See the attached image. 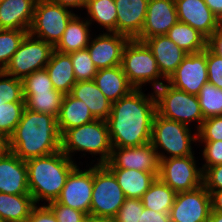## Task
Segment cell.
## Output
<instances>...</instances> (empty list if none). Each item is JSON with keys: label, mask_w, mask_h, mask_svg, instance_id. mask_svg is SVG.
<instances>
[{"label": "cell", "mask_w": 222, "mask_h": 222, "mask_svg": "<svg viewBox=\"0 0 222 222\" xmlns=\"http://www.w3.org/2000/svg\"><path fill=\"white\" fill-rule=\"evenodd\" d=\"M156 97L133 89L112 103L106 119L112 147L141 146L151 142L152 122L156 114Z\"/></svg>", "instance_id": "6da1fadb"}, {"label": "cell", "mask_w": 222, "mask_h": 222, "mask_svg": "<svg viewBox=\"0 0 222 222\" xmlns=\"http://www.w3.org/2000/svg\"><path fill=\"white\" fill-rule=\"evenodd\" d=\"M61 143L57 119L25 107L17 127L7 140V149L26 161L60 151Z\"/></svg>", "instance_id": "7a4b0ae2"}, {"label": "cell", "mask_w": 222, "mask_h": 222, "mask_svg": "<svg viewBox=\"0 0 222 222\" xmlns=\"http://www.w3.org/2000/svg\"><path fill=\"white\" fill-rule=\"evenodd\" d=\"M77 166L61 150L47 156L26 160L28 189L35 204L55 201L70 172Z\"/></svg>", "instance_id": "3957f363"}, {"label": "cell", "mask_w": 222, "mask_h": 222, "mask_svg": "<svg viewBox=\"0 0 222 222\" xmlns=\"http://www.w3.org/2000/svg\"><path fill=\"white\" fill-rule=\"evenodd\" d=\"M111 142L106 120L95 119L67 130L62 135L61 151L73 160V153L84 151L99 155L96 164H105L111 156Z\"/></svg>", "instance_id": "277c9868"}, {"label": "cell", "mask_w": 222, "mask_h": 222, "mask_svg": "<svg viewBox=\"0 0 222 222\" xmlns=\"http://www.w3.org/2000/svg\"><path fill=\"white\" fill-rule=\"evenodd\" d=\"M187 125L160 116L157 112L152 122L151 144L160 160L194 155L192 143H198L197 132L192 134ZM163 149L165 152L158 150ZM159 151V152H158Z\"/></svg>", "instance_id": "5b68a950"}, {"label": "cell", "mask_w": 222, "mask_h": 222, "mask_svg": "<svg viewBox=\"0 0 222 222\" xmlns=\"http://www.w3.org/2000/svg\"><path fill=\"white\" fill-rule=\"evenodd\" d=\"M122 69L128 82L135 89H142L143 84H152V89L160 87L166 79L161 75L155 57L145 42L129 39L122 53Z\"/></svg>", "instance_id": "8992f818"}, {"label": "cell", "mask_w": 222, "mask_h": 222, "mask_svg": "<svg viewBox=\"0 0 222 222\" xmlns=\"http://www.w3.org/2000/svg\"><path fill=\"white\" fill-rule=\"evenodd\" d=\"M156 97V111L164 118L188 126L196 121L198 131L204 121L197 95L179 90L169 83H163L154 90Z\"/></svg>", "instance_id": "52a82bcc"}, {"label": "cell", "mask_w": 222, "mask_h": 222, "mask_svg": "<svg viewBox=\"0 0 222 222\" xmlns=\"http://www.w3.org/2000/svg\"><path fill=\"white\" fill-rule=\"evenodd\" d=\"M76 14L49 0H37L29 34L55 47Z\"/></svg>", "instance_id": "ba28073f"}, {"label": "cell", "mask_w": 222, "mask_h": 222, "mask_svg": "<svg viewBox=\"0 0 222 222\" xmlns=\"http://www.w3.org/2000/svg\"><path fill=\"white\" fill-rule=\"evenodd\" d=\"M124 201L114 174L104 164H94L90 215L115 217Z\"/></svg>", "instance_id": "9c48e42d"}, {"label": "cell", "mask_w": 222, "mask_h": 222, "mask_svg": "<svg viewBox=\"0 0 222 222\" xmlns=\"http://www.w3.org/2000/svg\"><path fill=\"white\" fill-rule=\"evenodd\" d=\"M53 51L51 44L28 33L3 71L22 80L34 71L44 69Z\"/></svg>", "instance_id": "30bf717a"}, {"label": "cell", "mask_w": 222, "mask_h": 222, "mask_svg": "<svg viewBox=\"0 0 222 222\" xmlns=\"http://www.w3.org/2000/svg\"><path fill=\"white\" fill-rule=\"evenodd\" d=\"M22 80L0 71V135L6 140L13 134L23 111Z\"/></svg>", "instance_id": "8fae6325"}, {"label": "cell", "mask_w": 222, "mask_h": 222, "mask_svg": "<svg viewBox=\"0 0 222 222\" xmlns=\"http://www.w3.org/2000/svg\"><path fill=\"white\" fill-rule=\"evenodd\" d=\"M193 155L160 160L158 178L176 193L192 191L203 185V170Z\"/></svg>", "instance_id": "7c38bea8"}, {"label": "cell", "mask_w": 222, "mask_h": 222, "mask_svg": "<svg viewBox=\"0 0 222 222\" xmlns=\"http://www.w3.org/2000/svg\"><path fill=\"white\" fill-rule=\"evenodd\" d=\"M107 168L134 169L153 173L157 178L160 171V158L151 142L141 146L112 147Z\"/></svg>", "instance_id": "4fadbf2b"}, {"label": "cell", "mask_w": 222, "mask_h": 222, "mask_svg": "<svg viewBox=\"0 0 222 222\" xmlns=\"http://www.w3.org/2000/svg\"><path fill=\"white\" fill-rule=\"evenodd\" d=\"M211 210V195L202 185L192 191L178 192L169 214L171 222H207Z\"/></svg>", "instance_id": "5bb4252c"}, {"label": "cell", "mask_w": 222, "mask_h": 222, "mask_svg": "<svg viewBox=\"0 0 222 222\" xmlns=\"http://www.w3.org/2000/svg\"><path fill=\"white\" fill-rule=\"evenodd\" d=\"M166 82L179 90L198 95L208 82L207 48L198 53L187 54Z\"/></svg>", "instance_id": "9a60e30c"}, {"label": "cell", "mask_w": 222, "mask_h": 222, "mask_svg": "<svg viewBox=\"0 0 222 222\" xmlns=\"http://www.w3.org/2000/svg\"><path fill=\"white\" fill-rule=\"evenodd\" d=\"M81 170L76 166L68 175L56 201L67 207L90 215L93 192V166Z\"/></svg>", "instance_id": "2e32d148"}, {"label": "cell", "mask_w": 222, "mask_h": 222, "mask_svg": "<svg viewBox=\"0 0 222 222\" xmlns=\"http://www.w3.org/2000/svg\"><path fill=\"white\" fill-rule=\"evenodd\" d=\"M128 41L125 35L103 32L93 40L91 38L86 48L96 68L100 70L121 65L123 49Z\"/></svg>", "instance_id": "e0dca14e"}, {"label": "cell", "mask_w": 222, "mask_h": 222, "mask_svg": "<svg viewBox=\"0 0 222 222\" xmlns=\"http://www.w3.org/2000/svg\"><path fill=\"white\" fill-rule=\"evenodd\" d=\"M178 22L175 0H149L145 21L136 40L166 35L170 28Z\"/></svg>", "instance_id": "ac0fdd59"}, {"label": "cell", "mask_w": 222, "mask_h": 222, "mask_svg": "<svg viewBox=\"0 0 222 222\" xmlns=\"http://www.w3.org/2000/svg\"><path fill=\"white\" fill-rule=\"evenodd\" d=\"M175 4L178 21L195 28L207 39L220 26L219 19L204 0H175Z\"/></svg>", "instance_id": "d6986e66"}, {"label": "cell", "mask_w": 222, "mask_h": 222, "mask_svg": "<svg viewBox=\"0 0 222 222\" xmlns=\"http://www.w3.org/2000/svg\"><path fill=\"white\" fill-rule=\"evenodd\" d=\"M0 192L30 194L26 161L8 149L0 155Z\"/></svg>", "instance_id": "ffe728a7"}, {"label": "cell", "mask_w": 222, "mask_h": 222, "mask_svg": "<svg viewBox=\"0 0 222 222\" xmlns=\"http://www.w3.org/2000/svg\"><path fill=\"white\" fill-rule=\"evenodd\" d=\"M149 0H115L117 22L116 33L136 39L145 21Z\"/></svg>", "instance_id": "44dd1931"}, {"label": "cell", "mask_w": 222, "mask_h": 222, "mask_svg": "<svg viewBox=\"0 0 222 222\" xmlns=\"http://www.w3.org/2000/svg\"><path fill=\"white\" fill-rule=\"evenodd\" d=\"M156 59L161 75L167 80L187 56L167 35H157L144 41Z\"/></svg>", "instance_id": "7402d4cb"}, {"label": "cell", "mask_w": 222, "mask_h": 222, "mask_svg": "<svg viewBox=\"0 0 222 222\" xmlns=\"http://www.w3.org/2000/svg\"><path fill=\"white\" fill-rule=\"evenodd\" d=\"M37 0L0 2V29L24 30L31 27Z\"/></svg>", "instance_id": "603a6c76"}, {"label": "cell", "mask_w": 222, "mask_h": 222, "mask_svg": "<svg viewBox=\"0 0 222 222\" xmlns=\"http://www.w3.org/2000/svg\"><path fill=\"white\" fill-rule=\"evenodd\" d=\"M94 81L111 103L117 102L135 89L128 82L121 65L98 70Z\"/></svg>", "instance_id": "cb8c5ba5"}, {"label": "cell", "mask_w": 222, "mask_h": 222, "mask_svg": "<svg viewBox=\"0 0 222 222\" xmlns=\"http://www.w3.org/2000/svg\"><path fill=\"white\" fill-rule=\"evenodd\" d=\"M70 94L82 100L96 119L106 120L111 113L112 103L101 92L94 80L76 82Z\"/></svg>", "instance_id": "d4e9b609"}, {"label": "cell", "mask_w": 222, "mask_h": 222, "mask_svg": "<svg viewBox=\"0 0 222 222\" xmlns=\"http://www.w3.org/2000/svg\"><path fill=\"white\" fill-rule=\"evenodd\" d=\"M95 119L88 106L82 100L74 98L70 93L64 95L57 117L61 135L71 128L84 125Z\"/></svg>", "instance_id": "484cf974"}, {"label": "cell", "mask_w": 222, "mask_h": 222, "mask_svg": "<svg viewBox=\"0 0 222 222\" xmlns=\"http://www.w3.org/2000/svg\"><path fill=\"white\" fill-rule=\"evenodd\" d=\"M108 169L114 174L125 198L141 199L157 178L153 173L134 169Z\"/></svg>", "instance_id": "4316f807"}, {"label": "cell", "mask_w": 222, "mask_h": 222, "mask_svg": "<svg viewBox=\"0 0 222 222\" xmlns=\"http://www.w3.org/2000/svg\"><path fill=\"white\" fill-rule=\"evenodd\" d=\"M45 69L55 90L64 95L71 92L73 85L76 83V78L69 54H63L54 50Z\"/></svg>", "instance_id": "83f0119b"}, {"label": "cell", "mask_w": 222, "mask_h": 222, "mask_svg": "<svg viewBox=\"0 0 222 222\" xmlns=\"http://www.w3.org/2000/svg\"><path fill=\"white\" fill-rule=\"evenodd\" d=\"M77 14L69 21L60 41L54 47V50L63 54H69L74 51L85 49L90 42L91 25L87 19L83 20Z\"/></svg>", "instance_id": "f1b7e54d"}, {"label": "cell", "mask_w": 222, "mask_h": 222, "mask_svg": "<svg viewBox=\"0 0 222 222\" xmlns=\"http://www.w3.org/2000/svg\"><path fill=\"white\" fill-rule=\"evenodd\" d=\"M31 194H5L0 192V219L5 222H24L35 206Z\"/></svg>", "instance_id": "f546056e"}, {"label": "cell", "mask_w": 222, "mask_h": 222, "mask_svg": "<svg viewBox=\"0 0 222 222\" xmlns=\"http://www.w3.org/2000/svg\"><path fill=\"white\" fill-rule=\"evenodd\" d=\"M186 53H198L207 48L208 39L190 25L178 21L166 34Z\"/></svg>", "instance_id": "4dcf8cb0"}, {"label": "cell", "mask_w": 222, "mask_h": 222, "mask_svg": "<svg viewBox=\"0 0 222 222\" xmlns=\"http://www.w3.org/2000/svg\"><path fill=\"white\" fill-rule=\"evenodd\" d=\"M25 107L31 111L49 114L56 119L59 115L64 94L57 90L23 91Z\"/></svg>", "instance_id": "1f68e13d"}, {"label": "cell", "mask_w": 222, "mask_h": 222, "mask_svg": "<svg viewBox=\"0 0 222 222\" xmlns=\"http://www.w3.org/2000/svg\"><path fill=\"white\" fill-rule=\"evenodd\" d=\"M176 192L159 178L150 185L141 198L143 207L160 213H169L174 204Z\"/></svg>", "instance_id": "d6a6232c"}, {"label": "cell", "mask_w": 222, "mask_h": 222, "mask_svg": "<svg viewBox=\"0 0 222 222\" xmlns=\"http://www.w3.org/2000/svg\"><path fill=\"white\" fill-rule=\"evenodd\" d=\"M85 10L88 12L86 19L90 24L96 21L106 32H116L115 0H88Z\"/></svg>", "instance_id": "836d02e7"}, {"label": "cell", "mask_w": 222, "mask_h": 222, "mask_svg": "<svg viewBox=\"0 0 222 222\" xmlns=\"http://www.w3.org/2000/svg\"><path fill=\"white\" fill-rule=\"evenodd\" d=\"M197 96L204 119L222 115V89L207 82Z\"/></svg>", "instance_id": "e575fe53"}, {"label": "cell", "mask_w": 222, "mask_h": 222, "mask_svg": "<svg viewBox=\"0 0 222 222\" xmlns=\"http://www.w3.org/2000/svg\"><path fill=\"white\" fill-rule=\"evenodd\" d=\"M28 31L0 29V71L9 64Z\"/></svg>", "instance_id": "d590c367"}, {"label": "cell", "mask_w": 222, "mask_h": 222, "mask_svg": "<svg viewBox=\"0 0 222 222\" xmlns=\"http://www.w3.org/2000/svg\"><path fill=\"white\" fill-rule=\"evenodd\" d=\"M76 82L94 80L98 69L92 61L87 48L69 53Z\"/></svg>", "instance_id": "8d00e7d4"}, {"label": "cell", "mask_w": 222, "mask_h": 222, "mask_svg": "<svg viewBox=\"0 0 222 222\" xmlns=\"http://www.w3.org/2000/svg\"><path fill=\"white\" fill-rule=\"evenodd\" d=\"M23 91L55 90L46 69L36 70L22 79Z\"/></svg>", "instance_id": "74e56055"}, {"label": "cell", "mask_w": 222, "mask_h": 222, "mask_svg": "<svg viewBox=\"0 0 222 222\" xmlns=\"http://www.w3.org/2000/svg\"><path fill=\"white\" fill-rule=\"evenodd\" d=\"M141 199L125 198L124 203L117 212L115 218L117 222H140L143 211Z\"/></svg>", "instance_id": "f35d334b"}, {"label": "cell", "mask_w": 222, "mask_h": 222, "mask_svg": "<svg viewBox=\"0 0 222 222\" xmlns=\"http://www.w3.org/2000/svg\"><path fill=\"white\" fill-rule=\"evenodd\" d=\"M198 141L222 140V115L204 119L197 131Z\"/></svg>", "instance_id": "ab89813d"}, {"label": "cell", "mask_w": 222, "mask_h": 222, "mask_svg": "<svg viewBox=\"0 0 222 222\" xmlns=\"http://www.w3.org/2000/svg\"><path fill=\"white\" fill-rule=\"evenodd\" d=\"M55 214L58 222H86L88 215L58 203L56 200L47 204Z\"/></svg>", "instance_id": "60d3db41"}, {"label": "cell", "mask_w": 222, "mask_h": 222, "mask_svg": "<svg viewBox=\"0 0 222 222\" xmlns=\"http://www.w3.org/2000/svg\"><path fill=\"white\" fill-rule=\"evenodd\" d=\"M204 144L202 158L205 160L202 168H209L222 164V140L218 141H198Z\"/></svg>", "instance_id": "b9f144b4"}, {"label": "cell", "mask_w": 222, "mask_h": 222, "mask_svg": "<svg viewBox=\"0 0 222 222\" xmlns=\"http://www.w3.org/2000/svg\"><path fill=\"white\" fill-rule=\"evenodd\" d=\"M208 82L222 89V57L207 47Z\"/></svg>", "instance_id": "7bdbcfd3"}, {"label": "cell", "mask_w": 222, "mask_h": 222, "mask_svg": "<svg viewBox=\"0 0 222 222\" xmlns=\"http://www.w3.org/2000/svg\"><path fill=\"white\" fill-rule=\"evenodd\" d=\"M203 170V186L207 191L222 190V164H218Z\"/></svg>", "instance_id": "ee69618b"}, {"label": "cell", "mask_w": 222, "mask_h": 222, "mask_svg": "<svg viewBox=\"0 0 222 222\" xmlns=\"http://www.w3.org/2000/svg\"><path fill=\"white\" fill-rule=\"evenodd\" d=\"M24 222H58L51 208L46 205H35L30 216Z\"/></svg>", "instance_id": "f6af8a7d"}, {"label": "cell", "mask_w": 222, "mask_h": 222, "mask_svg": "<svg viewBox=\"0 0 222 222\" xmlns=\"http://www.w3.org/2000/svg\"><path fill=\"white\" fill-rule=\"evenodd\" d=\"M140 222H171L169 213H160L143 208Z\"/></svg>", "instance_id": "bcb514c9"}, {"label": "cell", "mask_w": 222, "mask_h": 222, "mask_svg": "<svg viewBox=\"0 0 222 222\" xmlns=\"http://www.w3.org/2000/svg\"><path fill=\"white\" fill-rule=\"evenodd\" d=\"M207 47L222 57V25L208 38Z\"/></svg>", "instance_id": "7dc6e473"}, {"label": "cell", "mask_w": 222, "mask_h": 222, "mask_svg": "<svg viewBox=\"0 0 222 222\" xmlns=\"http://www.w3.org/2000/svg\"><path fill=\"white\" fill-rule=\"evenodd\" d=\"M49 1L69 9L70 8L85 9L88 2V0H49Z\"/></svg>", "instance_id": "c3c4849f"}, {"label": "cell", "mask_w": 222, "mask_h": 222, "mask_svg": "<svg viewBox=\"0 0 222 222\" xmlns=\"http://www.w3.org/2000/svg\"><path fill=\"white\" fill-rule=\"evenodd\" d=\"M208 192L211 195V211L222 212V190Z\"/></svg>", "instance_id": "681fc988"}, {"label": "cell", "mask_w": 222, "mask_h": 222, "mask_svg": "<svg viewBox=\"0 0 222 222\" xmlns=\"http://www.w3.org/2000/svg\"><path fill=\"white\" fill-rule=\"evenodd\" d=\"M213 14L219 19L222 20V0H204Z\"/></svg>", "instance_id": "f907efd6"}, {"label": "cell", "mask_w": 222, "mask_h": 222, "mask_svg": "<svg viewBox=\"0 0 222 222\" xmlns=\"http://www.w3.org/2000/svg\"><path fill=\"white\" fill-rule=\"evenodd\" d=\"M86 222H117L115 217L89 215Z\"/></svg>", "instance_id": "816d5d0a"}, {"label": "cell", "mask_w": 222, "mask_h": 222, "mask_svg": "<svg viewBox=\"0 0 222 222\" xmlns=\"http://www.w3.org/2000/svg\"><path fill=\"white\" fill-rule=\"evenodd\" d=\"M207 222H222V212L211 211Z\"/></svg>", "instance_id": "f5cc1de1"}, {"label": "cell", "mask_w": 222, "mask_h": 222, "mask_svg": "<svg viewBox=\"0 0 222 222\" xmlns=\"http://www.w3.org/2000/svg\"><path fill=\"white\" fill-rule=\"evenodd\" d=\"M7 150V140L0 135V155Z\"/></svg>", "instance_id": "db71d44e"}]
</instances>
